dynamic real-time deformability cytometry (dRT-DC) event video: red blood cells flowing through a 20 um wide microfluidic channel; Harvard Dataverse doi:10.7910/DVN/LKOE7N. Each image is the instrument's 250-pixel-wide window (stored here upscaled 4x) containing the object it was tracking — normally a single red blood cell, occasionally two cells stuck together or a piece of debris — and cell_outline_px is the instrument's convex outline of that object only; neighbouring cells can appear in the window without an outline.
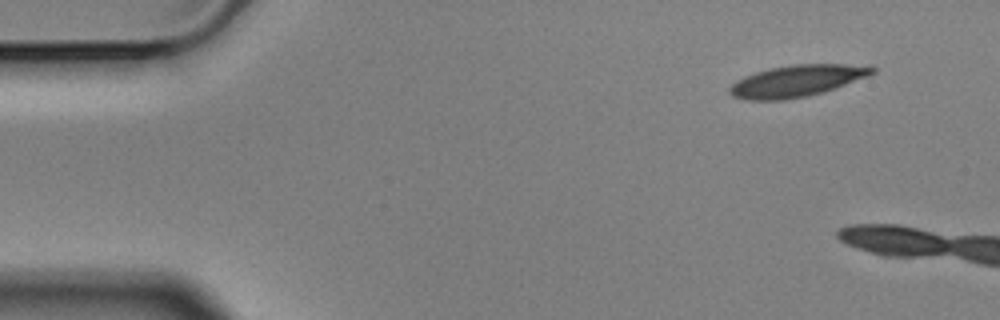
{"species": "Egyptian fruit bat (a non-hibernating species)", "species_latin": "Rousettus aegyptiacus", "temperature_condition": "cold", "stored_images_in_passage": 4, "camera_frame_rate_fps": 3000, "um_per_image_px": 0.085, "animal": {"sex": "male"}, "frame": {"image": 1, "passage_image": 1, "time_ms": 0.0, "image_size_px": [1000, 320], "cell_outline_px": [[876, 72], [868, 76], [824, 92], [808, 96], [784, 100], [748, 100], [732, 96], [728, 92], [728, 88], [736, 80], [744, 76], [768, 68], [792, 64], [844, 64], [876, 68]], "centroid_in_image_um": [67.68, 6.88], "position_along_channel_um": 17.3, "area_um2": 26.3}}